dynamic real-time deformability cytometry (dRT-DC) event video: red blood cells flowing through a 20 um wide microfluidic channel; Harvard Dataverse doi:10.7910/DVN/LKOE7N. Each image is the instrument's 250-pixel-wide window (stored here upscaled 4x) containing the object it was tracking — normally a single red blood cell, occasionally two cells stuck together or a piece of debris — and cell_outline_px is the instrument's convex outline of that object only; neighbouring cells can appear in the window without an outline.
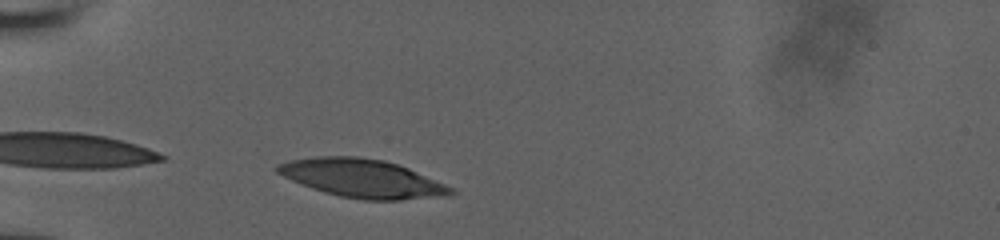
{"species": "human", "species_latin": "Homo sapiens", "temperature_condition": "room temperature", "stored_images_in_passage": 18, "camera_frame_rate_fps": 3000, "um_per_image_px": 0.085, "donor": {"sex": "male"}, "frame": {"image": 1, "passage_image": 1, "time_ms": 0.0, "image_size_px": [1000, 240], "cell_outline_px": [[456, 192], [452, 196], [400, 200], [364, 200], [340, 196], [324, 192], [312, 188], [292, 180], [276, 172], [272, 168], [276, 164], [292, 160], [316, 156], [356, 156], [384, 160], [408, 168], [444, 184], [452, 188]], "centroid_in_image_um": [30.79, 15.16], "position_along_channel_um": 54.2, "area_um2": 38.67}}
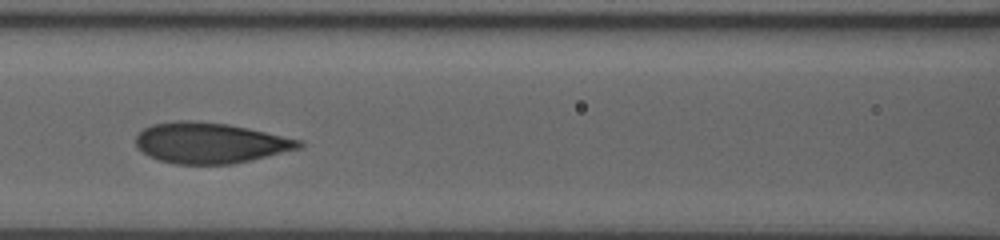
{"frame": {"image": 2, "passage_image": 8, "time_ms": 3.0, "image_size_px": [1000, 240], "cell_outline_px": [[304, 148], [232, 164], [176, 164], [160, 160], [148, 156], [136, 148], [136, 136], [144, 128], [152, 124], [176, 120], [196, 120], [228, 124], [248, 128], [304, 140]], "centroid_in_image_um": [17.89, 12.14], "position_along_channel_um": 148.7, "area_um2": 39.07}}
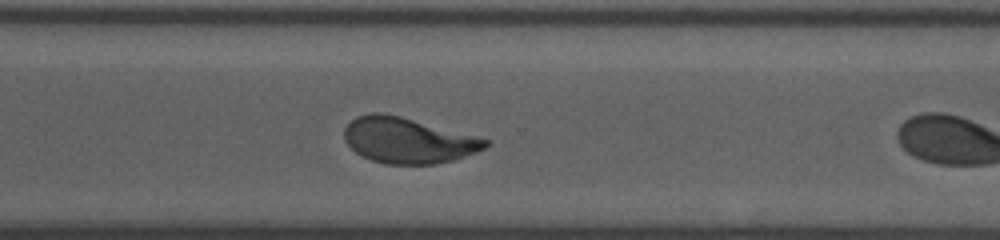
{"frame": {"image": 3, "passage_image": 17, "time_ms": 6.667, "image_size_px": [1000, 240], "cell_outline_px": [[488, 144], [484, 148], [464, 156], [452, 160], [436, 164], [388, 164], [372, 160], [356, 152], [344, 140], [344, 128], [356, 116], [372, 112], [380, 112], [400, 116], [488, 140]], "centroid_in_image_um": [34.61, 11.93], "position_along_channel_um": 336.0, "area_um2": 36.82}}